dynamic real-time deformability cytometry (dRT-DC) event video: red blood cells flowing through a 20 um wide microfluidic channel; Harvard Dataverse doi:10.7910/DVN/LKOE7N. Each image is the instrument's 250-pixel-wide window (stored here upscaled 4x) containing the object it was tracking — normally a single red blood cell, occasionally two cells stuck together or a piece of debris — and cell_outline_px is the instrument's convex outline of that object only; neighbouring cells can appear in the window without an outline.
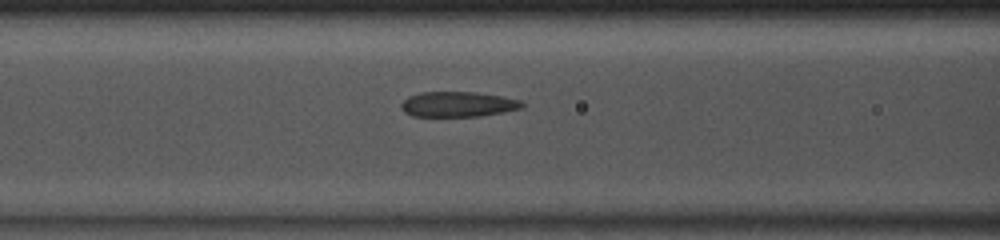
{"species": "common noctule bat (a hibernating species)", "species_latin": "Nyctalus noctula", "temperature_condition": "room temperature", "stored_images_in_passage": 49, "camera_frame_rate_fps": 3000, "um_per_image_px": 0.085, "animal": {"sex": "male", "body_mass_g": 13.0, "forearm_length_mm": 53.1}, "frame": {"image": 1, "passage_image": 20, "time_ms": 6.333, "image_size_px": [1000, 240], "cell_outline_px": [[524, 104], [520, 108], [504, 112], [480, 116], [412, 116], [404, 112], [400, 104], [408, 96], [420, 92], [472, 92], [500, 96], [520, 100]], "centroid_in_image_um": [38.88, 8.86], "position_along_channel_um": 127.7, "area_um2": 17.63}}
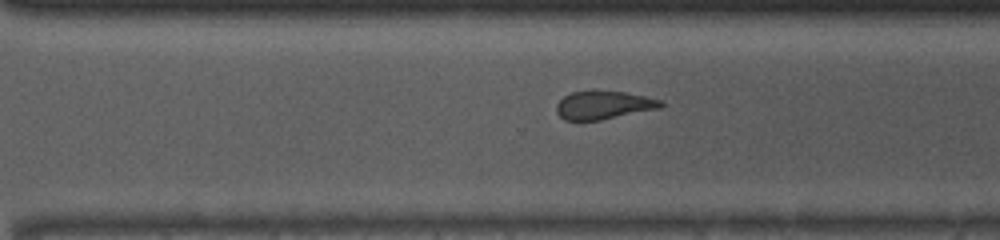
{"frame": {"image": 2, "passage_image": 34, "time_ms": 11.0, "image_size_px": [1000, 240], "cell_outline_px": [[664, 104], [660, 108], [600, 120], [564, 120], [556, 112], [556, 104], [564, 96], [572, 92], [592, 88], [596, 88], [624, 92], [644, 96], [660, 100]], "centroid_in_image_um": [51.26, 8.89], "position_along_channel_um": 319.3, "area_um2": 17.57}}
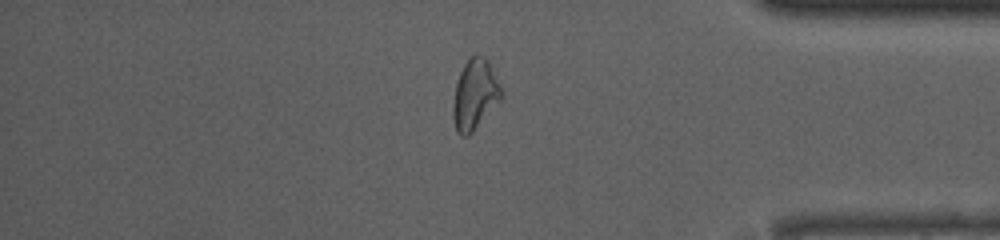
{"frame": {"image": 3, "passage_image": 41, "time_ms": 13.333, "image_size_px": [1000, 240], "cell_outline_px": [[504, 96], [472, 132], [468, 136], [460, 136], [456, 132], [452, 116], [452, 108], [456, 84], [460, 72], [464, 64], [476, 52], [484, 56], [488, 60], [504, 92]], "centroid_in_image_um": [40.37, 8.03], "position_along_channel_um": 394.8, "area_um2": 19.94}, "authors_computed_cell_mechanics": {"area_um2": 19.4208, "velocity_mm_per_s": 4.1127, "shape_relaxation_time_tau1_ms": null, "shape_relaxation_time_tau2_ms": 1.4637, "deformation_change_tau1": null, "deformation_change_tau2": 0.0694}}